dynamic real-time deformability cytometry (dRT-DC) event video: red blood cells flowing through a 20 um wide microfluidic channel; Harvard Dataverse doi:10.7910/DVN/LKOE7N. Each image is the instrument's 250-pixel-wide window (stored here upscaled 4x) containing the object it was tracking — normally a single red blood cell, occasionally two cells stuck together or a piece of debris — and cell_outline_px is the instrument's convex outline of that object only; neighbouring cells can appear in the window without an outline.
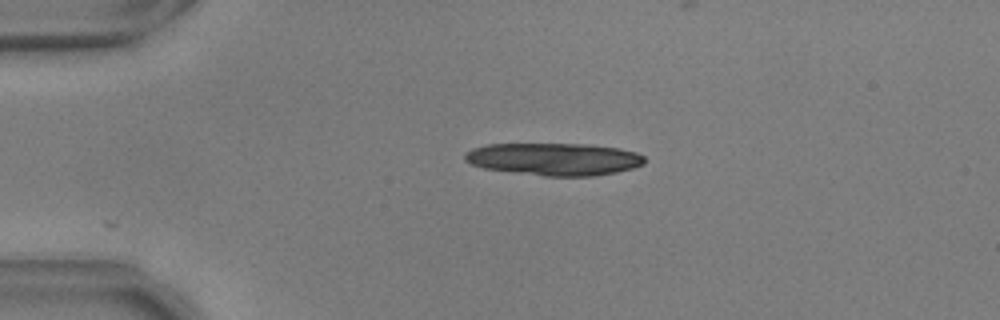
{"species": "common noctule bat (a hibernating species)", "species_latin": "Nyctalus noctula", "temperature_condition": "warm", "stored_images_in_passage": 8, "camera_frame_rate_fps": 3000, "um_per_image_px": 0.085, "animal": {"sex": "male", "body_mass_g": 17.9, "forearm_length_mm": 54.2}, "frame": {"image": 1, "passage_image": 1, "time_ms": 0.0, "image_size_px": [1000, 320], "cell_outline_px": [[644, 164], [632, 168], [616, 172], [592, 176], [544, 176], [484, 168], [472, 164], [464, 160], [464, 156], [472, 148], [488, 144], [588, 144], [620, 148], [636, 152], [644, 156]], "centroid_in_image_um": [47.12, 13.52], "position_along_channel_um": 37.9, "area_um2": 33.87}}